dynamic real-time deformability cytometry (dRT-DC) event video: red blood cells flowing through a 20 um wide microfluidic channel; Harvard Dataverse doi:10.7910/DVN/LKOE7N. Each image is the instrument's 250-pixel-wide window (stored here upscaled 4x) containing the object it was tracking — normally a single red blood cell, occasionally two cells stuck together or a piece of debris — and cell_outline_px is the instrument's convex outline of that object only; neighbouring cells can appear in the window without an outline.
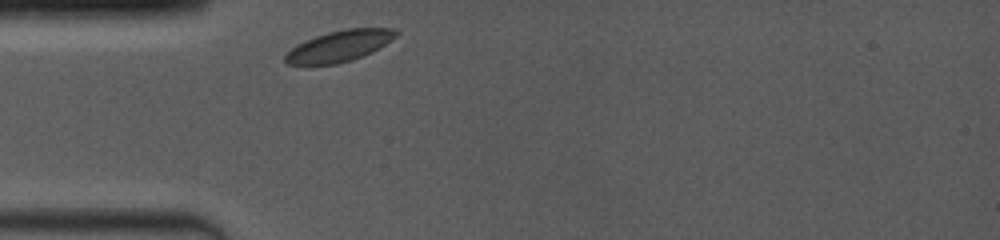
{"species": "common noctule bat (a hibernating species)", "species_latin": "Nyctalus noctula", "temperature_condition": "room temperature", "stored_images_in_passage": 25, "camera_frame_rate_fps": 4000, "um_per_image_px": 0.085, "animal": {"sex": "female", "body_mass_g": 19.0, "forearm_length_mm": 53.3}, "frame": {"image": 1, "passage_image": 1, "time_ms": 0.0, "image_size_px": [1000, 240], "cell_outline_px": [[400, 32], [396, 36], [384, 44], [352, 60], [336, 64], [304, 68], [284, 64], [284, 56], [296, 44], [304, 40], [328, 32], [348, 28], [396, 28]], "centroid_in_image_um": [28.71, 3.96], "position_along_channel_um": 56.3, "area_um2": 20.52}}
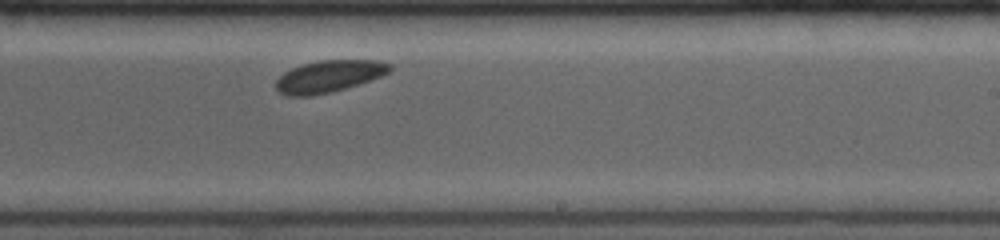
{"frame": {"image": 2, "passage_image": 15, "time_ms": 5.5, "image_size_px": [1000, 240], "cell_outline_px": [[392, 68], [388, 72], [380, 76], [332, 92], [312, 96], [288, 96], [280, 92], [276, 88], [276, 80], [284, 72], [292, 68], [304, 64], [320, 60], [376, 60], [392, 64]], "centroid_in_image_um": [27.94, 6.48], "position_along_channel_um": 261.1, "area_um2": 20.92}}
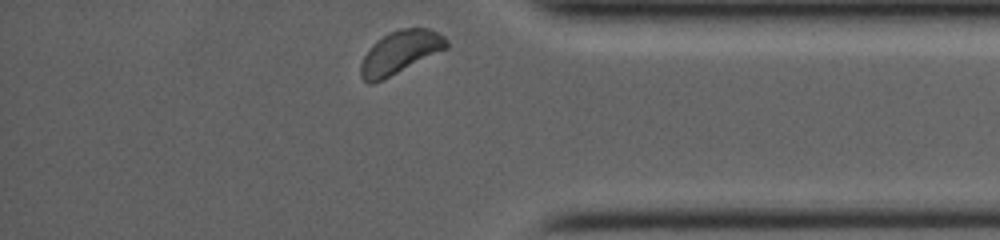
{"frame": {"image": 3, "passage_image": 25, "time_ms": 9.25, "image_size_px": [1000, 240], "cell_outline_px": [[448, 48], [372, 84], [368, 84], [360, 76], [360, 64], [364, 56], [372, 44], [376, 40], [388, 32], [400, 28], [428, 28], [444, 36], [448, 40]], "centroid_in_image_um": [33.99, 4.42], "position_along_channel_um": 401.2, "area_um2": 21.27}}